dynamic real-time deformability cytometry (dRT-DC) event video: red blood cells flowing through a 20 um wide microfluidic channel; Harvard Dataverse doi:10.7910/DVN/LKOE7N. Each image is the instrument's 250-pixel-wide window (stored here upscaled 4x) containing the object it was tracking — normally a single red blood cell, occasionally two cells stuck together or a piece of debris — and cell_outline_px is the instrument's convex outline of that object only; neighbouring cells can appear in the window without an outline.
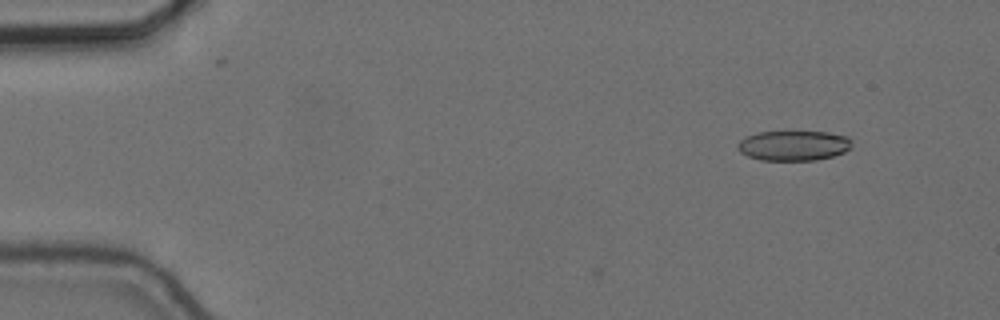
{"species": "common noctule bat (a hibernating species)", "species_latin": "Nyctalus noctula", "temperature_condition": "cold", "stored_images_in_passage": 6, "camera_frame_rate_fps": 3000, "um_per_image_px": 0.085, "animal": {"sex": "female", "body_mass_g": 24.6, "forearm_length_mm": 56.2}, "frame": {"image": 1, "passage_image": 1, "time_ms": 0.0, "image_size_px": [1000, 320], "cell_outline_px": [[852, 148], [844, 152], [832, 156], [816, 160], [760, 160], [748, 156], [740, 152], [736, 148], [736, 144], [740, 140], [756, 132], [828, 132], [848, 136], [852, 140]], "centroid_in_image_um": [67.47, 12.37], "position_along_channel_um": 17.5, "area_um2": 20.11}}